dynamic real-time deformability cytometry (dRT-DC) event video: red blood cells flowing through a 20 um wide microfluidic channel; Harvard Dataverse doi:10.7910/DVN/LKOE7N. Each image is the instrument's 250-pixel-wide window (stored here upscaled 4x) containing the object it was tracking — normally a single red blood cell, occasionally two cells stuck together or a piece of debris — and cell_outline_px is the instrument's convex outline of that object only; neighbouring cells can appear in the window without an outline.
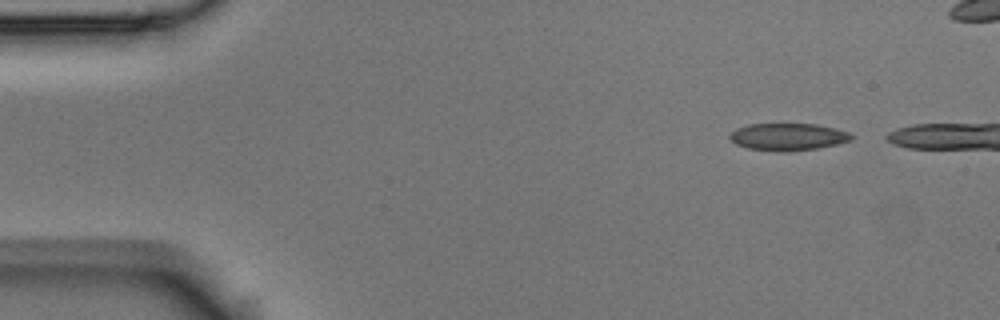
{"species": "Egyptian fruit bat (a non-hibernating species)", "species_latin": "Rousettus aegyptiacus", "temperature_condition": "room temperature", "stored_images_in_passage": 5, "camera_frame_rate_fps": 3000, "um_per_image_px": 0.085, "animal": {"sex": "male"}, "frame": {"image": 1, "passage_image": 1, "time_ms": 0.0, "image_size_px": [1000, 320], "cell_outline_px": [[852, 140], [836, 144], [816, 148], [748, 148], [736, 144], [728, 136], [736, 128], [748, 124], [816, 124], [836, 128], [848, 132], [852, 136]], "centroid_in_image_um": [66.99, 11.56], "position_along_channel_um": 18.0, "area_um2": 18.15}}